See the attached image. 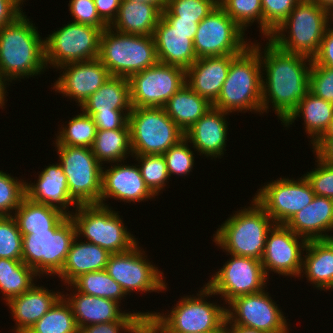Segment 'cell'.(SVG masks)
<instances>
[{"label": "cell", "instance_id": "cell-1", "mask_svg": "<svg viewBox=\"0 0 333 333\" xmlns=\"http://www.w3.org/2000/svg\"><path fill=\"white\" fill-rule=\"evenodd\" d=\"M257 41L250 45L259 53L261 71L266 72H262V114H267L269 105H272V110L283 123L310 91L309 75L313 59L285 52L268 38L262 51Z\"/></svg>", "mask_w": 333, "mask_h": 333}, {"label": "cell", "instance_id": "cell-2", "mask_svg": "<svg viewBox=\"0 0 333 333\" xmlns=\"http://www.w3.org/2000/svg\"><path fill=\"white\" fill-rule=\"evenodd\" d=\"M32 22L23 13L0 28V75L8 84L40 75L47 67L45 40Z\"/></svg>", "mask_w": 333, "mask_h": 333}, {"label": "cell", "instance_id": "cell-3", "mask_svg": "<svg viewBox=\"0 0 333 333\" xmlns=\"http://www.w3.org/2000/svg\"><path fill=\"white\" fill-rule=\"evenodd\" d=\"M201 289L196 294L197 297H181L167 315L149 312L146 333L224 332L226 306L207 302V297L215 296V293L206 284Z\"/></svg>", "mask_w": 333, "mask_h": 333}, {"label": "cell", "instance_id": "cell-4", "mask_svg": "<svg viewBox=\"0 0 333 333\" xmlns=\"http://www.w3.org/2000/svg\"><path fill=\"white\" fill-rule=\"evenodd\" d=\"M332 21L333 16L314 1L300 0L268 39L285 52L313 59Z\"/></svg>", "mask_w": 333, "mask_h": 333}, {"label": "cell", "instance_id": "cell-5", "mask_svg": "<svg viewBox=\"0 0 333 333\" xmlns=\"http://www.w3.org/2000/svg\"><path fill=\"white\" fill-rule=\"evenodd\" d=\"M261 73L259 53L249 45L231 61L227 78L212 106L227 113L248 110L261 114Z\"/></svg>", "mask_w": 333, "mask_h": 333}, {"label": "cell", "instance_id": "cell-6", "mask_svg": "<svg viewBox=\"0 0 333 333\" xmlns=\"http://www.w3.org/2000/svg\"><path fill=\"white\" fill-rule=\"evenodd\" d=\"M235 212L213 234L212 241L223 252L261 260L267 235L275 222L253 198L248 208Z\"/></svg>", "mask_w": 333, "mask_h": 333}, {"label": "cell", "instance_id": "cell-7", "mask_svg": "<svg viewBox=\"0 0 333 333\" xmlns=\"http://www.w3.org/2000/svg\"><path fill=\"white\" fill-rule=\"evenodd\" d=\"M98 59L111 76L129 78L158 62L154 37L121 33L107 27L100 36Z\"/></svg>", "mask_w": 333, "mask_h": 333}, {"label": "cell", "instance_id": "cell-8", "mask_svg": "<svg viewBox=\"0 0 333 333\" xmlns=\"http://www.w3.org/2000/svg\"><path fill=\"white\" fill-rule=\"evenodd\" d=\"M70 218L76 227V236L84 237L107 250L110 254L129 251L138 241L131 234L119 213L108 205L101 204L77 206Z\"/></svg>", "mask_w": 333, "mask_h": 333}, {"label": "cell", "instance_id": "cell-9", "mask_svg": "<svg viewBox=\"0 0 333 333\" xmlns=\"http://www.w3.org/2000/svg\"><path fill=\"white\" fill-rule=\"evenodd\" d=\"M22 261L39 275H57L76 237V227L65 215L51 230L22 235ZM45 274V275H44Z\"/></svg>", "mask_w": 333, "mask_h": 333}, {"label": "cell", "instance_id": "cell-10", "mask_svg": "<svg viewBox=\"0 0 333 333\" xmlns=\"http://www.w3.org/2000/svg\"><path fill=\"white\" fill-rule=\"evenodd\" d=\"M128 125L133 155H163L185 138L163 108L132 107Z\"/></svg>", "mask_w": 333, "mask_h": 333}, {"label": "cell", "instance_id": "cell-11", "mask_svg": "<svg viewBox=\"0 0 333 333\" xmlns=\"http://www.w3.org/2000/svg\"><path fill=\"white\" fill-rule=\"evenodd\" d=\"M67 177L69 198L77 205L100 204L102 167L91 148L55 145Z\"/></svg>", "mask_w": 333, "mask_h": 333}, {"label": "cell", "instance_id": "cell-12", "mask_svg": "<svg viewBox=\"0 0 333 333\" xmlns=\"http://www.w3.org/2000/svg\"><path fill=\"white\" fill-rule=\"evenodd\" d=\"M104 29L71 21L45 37L47 69L50 66L58 69L66 63L97 59L100 36Z\"/></svg>", "mask_w": 333, "mask_h": 333}, {"label": "cell", "instance_id": "cell-13", "mask_svg": "<svg viewBox=\"0 0 333 333\" xmlns=\"http://www.w3.org/2000/svg\"><path fill=\"white\" fill-rule=\"evenodd\" d=\"M245 34L223 8L217 6L198 24L194 51L197 58L239 55L251 44L244 38Z\"/></svg>", "mask_w": 333, "mask_h": 333}, {"label": "cell", "instance_id": "cell-14", "mask_svg": "<svg viewBox=\"0 0 333 333\" xmlns=\"http://www.w3.org/2000/svg\"><path fill=\"white\" fill-rule=\"evenodd\" d=\"M138 245L129 251L111 254L105 270L127 295L134 291L159 293L166 290L163 272L151 264Z\"/></svg>", "mask_w": 333, "mask_h": 333}, {"label": "cell", "instance_id": "cell-15", "mask_svg": "<svg viewBox=\"0 0 333 333\" xmlns=\"http://www.w3.org/2000/svg\"><path fill=\"white\" fill-rule=\"evenodd\" d=\"M132 107L163 108L166 102L186 83L185 70L157 62L129 78Z\"/></svg>", "mask_w": 333, "mask_h": 333}, {"label": "cell", "instance_id": "cell-16", "mask_svg": "<svg viewBox=\"0 0 333 333\" xmlns=\"http://www.w3.org/2000/svg\"><path fill=\"white\" fill-rule=\"evenodd\" d=\"M302 176L297 180L282 177L272 180L255 193L253 199L275 224H286L313 201L315 193L309 181Z\"/></svg>", "mask_w": 333, "mask_h": 333}, {"label": "cell", "instance_id": "cell-17", "mask_svg": "<svg viewBox=\"0 0 333 333\" xmlns=\"http://www.w3.org/2000/svg\"><path fill=\"white\" fill-rule=\"evenodd\" d=\"M230 255L231 260H227L205 283L228 304L237 297L264 290L269 279L264 273L261 260Z\"/></svg>", "mask_w": 333, "mask_h": 333}, {"label": "cell", "instance_id": "cell-18", "mask_svg": "<svg viewBox=\"0 0 333 333\" xmlns=\"http://www.w3.org/2000/svg\"><path fill=\"white\" fill-rule=\"evenodd\" d=\"M226 307L227 320L232 325L256 329L265 333H289V324L272 297L265 290L240 296Z\"/></svg>", "mask_w": 333, "mask_h": 333}, {"label": "cell", "instance_id": "cell-19", "mask_svg": "<svg viewBox=\"0 0 333 333\" xmlns=\"http://www.w3.org/2000/svg\"><path fill=\"white\" fill-rule=\"evenodd\" d=\"M306 244L305 238L295 234L285 224H275L267 235L261 259L266 277H269L270 271L282 276L301 277L302 252Z\"/></svg>", "mask_w": 333, "mask_h": 333}, {"label": "cell", "instance_id": "cell-20", "mask_svg": "<svg viewBox=\"0 0 333 333\" xmlns=\"http://www.w3.org/2000/svg\"><path fill=\"white\" fill-rule=\"evenodd\" d=\"M63 69L54 82L53 89L81 106L110 77L108 69L97 58L89 61L70 62L58 67Z\"/></svg>", "mask_w": 333, "mask_h": 333}, {"label": "cell", "instance_id": "cell-21", "mask_svg": "<svg viewBox=\"0 0 333 333\" xmlns=\"http://www.w3.org/2000/svg\"><path fill=\"white\" fill-rule=\"evenodd\" d=\"M115 164L110 165L109 169H102L101 205L106 206V198H114L126 203L155 198L146 186L138 165L131 166L118 162Z\"/></svg>", "mask_w": 333, "mask_h": 333}, {"label": "cell", "instance_id": "cell-22", "mask_svg": "<svg viewBox=\"0 0 333 333\" xmlns=\"http://www.w3.org/2000/svg\"><path fill=\"white\" fill-rule=\"evenodd\" d=\"M229 114L212 107L185 133L197 153L211 159L224 155L229 129L226 116Z\"/></svg>", "mask_w": 333, "mask_h": 333}, {"label": "cell", "instance_id": "cell-23", "mask_svg": "<svg viewBox=\"0 0 333 333\" xmlns=\"http://www.w3.org/2000/svg\"><path fill=\"white\" fill-rule=\"evenodd\" d=\"M237 55L198 58L185 71L186 84L213 104L227 78L231 61Z\"/></svg>", "mask_w": 333, "mask_h": 333}, {"label": "cell", "instance_id": "cell-24", "mask_svg": "<svg viewBox=\"0 0 333 333\" xmlns=\"http://www.w3.org/2000/svg\"><path fill=\"white\" fill-rule=\"evenodd\" d=\"M158 62L178 66L185 71L196 62L192 32H181L160 17L153 34Z\"/></svg>", "mask_w": 333, "mask_h": 333}, {"label": "cell", "instance_id": "cell-25", "mask_svg": "<svg viewBox=\"0 0 333 333\" xmlns=\"http://www.w3.org/2000/svg\"><path fill=\"white\" fill-rule=\"evenodd\" d=\"M38 175L36 184L35 182H32V184L26 182V197L35 202L57 208L68 216L72 215L68 207H74L75 205L76 208L77 205L69 198L67 177L60 162L50 164Z\"/></svg>", "mask_w": 333, "mask_h": 333}, {"label": "cell", "instance_id": "cell-26", "mask_svg": "<svg viewBox=\"0 0 333 333\" xmlns=\"http://www.w3.org/2000/svg\"><path fill=\"white\" fill-rule=\"evenodd\" d=\"M295 234L309 240L331 239L333 234V199L316 196L286 224Z\"/></svg>", "mask_w": 333, "mask_h": 333}, {"label": "cell", "instance_id": "cell-27", "mask_svg": "<svg viewBox=\"0 0 333 333\" xmlns=\"http://www.w3.org/2000/svg\"><path fill=\"white\" fill-rule=\"evenodd\" d=\"M63 295L36 284L21 295L10 298L9 306L12 319L16 321L15 333H26Z\"/></svg>", "mask_w": 333, "mask_h": 333}, {"label": "cell", "instance_id": "cell-28", "mask_svg": "<svg viewBox=\"0 0 333 333\" xmlns=\"http://www.w3.org/2000/svg\"><path fill=\"white\" fill-rule=\"evenodd\" d=\"M76 236L67 254L65 263L57 276L65 285H70L80 275L106 269L111 255L107 250L90 242L79 241ZM78 241V242H77Z\"/></svg>", "mask_w": 333, "mask_h": 333}, {"label": "cell", "instance_id": "cell-29", "mask_svg": "<svg viewBox=\"0 0 333 333\" xmlns=\"http://www.w3.org/2000/svg\"><path fill=\"white\" fill-rule=\"evenodd\" d=\"M63 296L72 307L79 329L84 326L117 321L127 313L120 310L121 305L116 301L86 295L77 290Z\"/></svg>", "mask_w": 333, "mask_h": 333}, {"label": "cell", "instance_id": "cell-30", "mask_svg": "<svg viewBox=\"0 0 333 333\" xmlns=\"http://www.w3.org/2000/svg\"><path fill=\"white\" fill-rule=\"evenodd\" d=\"M302 273L315 288L333 289V238L307 241Z\"/></svg>", "mask_w": 333, "mask_h": 333}, {"label": "cell", "instance_id": "cell-31", "mask_svg": "<svg viewBox=\"0 0 333 333\" xmlns=\"http://www.w3.org/2000/svg\"><path fill=\"white\" fill-rule=\"evenodd\" d=\"M304 119L305 132L314 145L328 130L333 119V103L317 97L310 91L299 101L297 108L289 115L282 125L290 127L297 117Z\"/></svg>", "mask_w": 333, "mask_h": 333}, {"label": "cell", "instance_id": "cell-32", "mask_svg": "<svg viewBox=\"0 0 333 333\" xmlns=\"http://www.w3.org/2000/svg\"><path fill=\"white\" fill-rule=\"evenodd\" d=\"M161 12L151 4L121 1L118 14L109 26L126 34L152 36Z\"/></svg>", "mask_w": 333, "mask_h": 333}, {"label": "cell", "instance_id": "cell-33", "mask_svg": "<svg viewBox=\"0 0 333 333\" xmlns=\"http://www.w3.org/2000/svg\"><path fill=\"white\" fill-rule=\"evenodd\" d=\"M83 112H125L132 110L127 77L111 76L80 106Z\"/></svg>", "mask_w": 333, "mask_h": 333}, {"label": "cell", "instance_id": "cell-34", "mask_svg": "<svg viewBox=\"0 0 333 333\" xmlns=\"http://www.w3.org/2000/svg\"><path fill=\"white\" fill-rule=\"evenodd\" d=\"M213 106L186 83L166 102L163 109L176 125L186 133Z\"/></svg>", "mask_w": 333, "mask_h": 333}, {"label": "cell", "instance_id": "cell-35", "mask_svg": "<svg viewBox=\"0 0 333 333\" xmlns=\"http://www.w3.org/2000/svg\"><path fill=\"white\" fill-rule=\"evenodd\" d=\"M66 214L57 208L24 197L13 214L22 235L51 230Z\"/></svg>", "mask_w": 333, "mask_h": 333}, {"label": "cell", "instance_id": "cell-36", "mask_svg": "<svg viewBox=\"0 0 333 333\" xmlns=\"http://www.w3.org/2000/svg\"><path fill=\"white\" fill-rule=\"evenodd\" d=\"M91 150L101 165L124 163L127 156L133 155L130 129L97 130Z\"/></svg>", "mask_w": 333, "mask_h": 333}, {"label": "cell", "instance_id": "cell-37", "mask_svg": "<svg viewBox=\"0 0 333 333\" xmlns=\"http://www.w3.org/2000/svg\"><path fill=\"white\" fill-rule=\"evenodd\" d=\"M39 276L33 268L28 267L22 260L0 258V291L7 302L29 291Z\"/></svg>", "mask_w": 333, "mask_h": 333}, {"label": "cell", "instance_id": "cell-38", "mask_svg": "<svg viewBox=\"0 0 333 333\" xmlns=\"http://www.w3.org/2000/svg\"><path fill=\"white\" fill-rule=\"evenodd\" d=\"M70 290H77L86 295H94L121 303L126 293L106 270L88 272L80 275L70 285ZM73 286V287H72ZM75 289V290H74Z\"/></svg>", "mask_w": 333, "mask_h": 333}, {"label": "cell", "instance_id": "cell-39", "mask_svg": "<svg viewBox=\"0 0 333 333\" xmlns=\"http://www.w3.org/2000/svg\"><path fill=\"white\" fill-rule=\"evenodd\" d=\"M71 305L62 295L26 333H79Z\"/></svg>", "mask_w": 333, "mask_h": 333}, {"label": "cell", "instance_id": "cell-40", "mask_svg": "<svg viewBox=\"0 0 333 333\" xmlns=\"http://www.w3.org/2000/svg\"><path fill=\"white\" fill-rule=\"evenodd\" d=\"M63 126L55 137V145L92 147L97 129L90 115L82 111Z\"/></svg>", "mask_w": 333, "mask_h": 333}, {"label": "cell", "instance_id": "cell-41", "mask_svg": "<svg viewBox=\"0 0 333 333\" xmlns=\"http://www.w3.org/2000/svg\"><path fill=\"white\" fill-rule=\"evenodd\" d=\"M216 7V0H167L161 17L164 20L201 22Z\"/></svg>", "mask_w": 333, "mask_h": 333}, {"label": "cell", "instance_id": "cell-42", "mask_svg": "<svg viewBox=\"0 0 333 333\" xmlns=\"http://www.w3.org/2000/svg\"><path fill=\"white\" fill-rule=\"evenodd\" d=\"M132 158H136L138 164L140 163L138 166L146 186L155 196L159 195L170 178L164 156L132 155Z\"/></svg>", "mask_w": 333, "mask_h": 333}, {"label": "cell", "instance_id": "cell-43", "mask_svg": "<svg viewBox=\"0 0 333 333\" xmlns=\"http://www.w3.org/2000/svg\"><path fill=\"white\" fill-rule=\"evenodd\" d=\"M148 312H127L120 320L80 328L79 333H146Z\"/></svg>", "mask_w": 333, "mask_h": 333}, {"label": "cell", "instance_id": "cell-44", "mask_svg": "<svg viewBox=\"0 0 333 333\" xmlns=\"http://www.w3.org/2000/svg\"><path fill=\"white\" fill-rule=\"evenodd\" d=\"M221 7L245 32L253 22L258 23L263 34V9L261 0H226ZM250 24V25H249Z\"/></svg>", "mask_w": 333, "mask_h": 333}, {"label": "cell", "instance_id": "cell-45", "mask_svg": "<svg viewBox=\"0 0 333 333\" xmlns=\"http://www.w3.org/2000/svg\"><path fill=\"white\" fill-rule=\"evenodd\" d=\"M25 185L26 181L0 170V216H13L26 196Z\"/></svg>", "mask_w": 333, "mask_h": 333}, {"label": "cell", "instance_id": "cell-46", "mask_svg": "<svg viewBox=\"0 0 333 333\" xmlns=\"http://www.w3.org/2000/svg\"><path fill=\"white\" fill-rule=\"evenodd\" d=\"M22 237L13 216H0V258L22 260Z\"/></svg>", "mask_w": 333, "mask_h": 333}, {"label": "cell", "instance_id": "cell-47", "mask_svg": "<svg viewBox=\"0 0 333 333\" xmlns=\"http://www.w3.org/2000/svg\"><path fill=\"white\" fill-rule=\"evenodd\" d=\"M188 143L189 141L183 138L163 154L169 177L171 175L187 176L192 171L195 157L190 149L193 147H189Z\"/></svg>", "mask_w": 333, "mask_h": 333}, {"label": "cell", "instance_id": "cell-48", "mask_svg": "<svg viewBox=\"0 0 333 333\" xmlns=\"http://www.w3.org/2000/svg\"><path fill=\"white\" fill-rule=\"evenodd\" d=\"M300 0H261L263 9V36L268 38L289 16Z\"/></svg>", "mask_w": 333, "mask_h": 333}, {"label": "cell", "instance_id": "cell-49", "mask_svg": "<svg viewBox=\"0 0 333 333\" xmlns=\"http://www.w3.org/2000/svg\"><path fill=\"white\" fill-rule=\"evenodd\" d=\"M317 168L304 174L316 196L333 199V165L322 162L317 156Z\"/></svg>", "mask_w": 333, "mask_h": 333}, {"label": "cell", "instance_id": "cell-50", "mask_svg": "<svg viewBox=\"0 0 333 333\" xmlns=\"http://www.w3.org/2000/svg\"><path fill=\"white\" fill-rule=\"evenodd\" d=\"M309 88L317 97L333 103V67L315 65L312 62Z\"/></svg>", "mask_w": 333, "mask_h": 333}, {"label": "cell", "instance_id": "cell-51", "mask_svg": "<svg viewBox=\"0 0 333 333\" xmlns=\"http://www.w3.org/2000/svg\"><path fill=\"white\" fill-rule=\"evenodd\" d=\"M68 6L74 19L72 22L96 28L108 27L99 17L94 0H69Z\"/></svg>", "mask_w": 333, "mask_h": 333}, {"label": "cell", "instance_id": "cell-52", "mask_svg": "<svg viewBox=\"0 0 333 333\" xmlns=\"http://www.w3.org/2000/svg\"><path fill=\"white\" fill-rule=\"evenodd\" d=\"M90 115L97 130L130 129L128 125L129 113L124 112H84Z\"/></svg>", "mask_w": 333, "mask_h": 333}, {"label": "cell", "instance_id": "cell-53", "mask_svg": "<svg viewBox=\"0 0 333 333\" xmlns=\"http://www.w3.org/2000/svg\"><path fill=\"white\" fill-rule=\"evenodd\" d=\"M333 21L327 27L324 37L321 41L320 49L317 55L313 58L315 65L333 67ZM331 27V28H330Z\"/></svg>", "mask_w": 333, "mask_h": 333}, {"label": "cell", "instance_id": "cell-54", "mask_svg": "<svg viewBox=\"0 0 333 333\" xmlns=\"http://www.w3.org/2000/svg\"><path fill=\"white\" fill-rule=\"evenodd\" d=\"M122 0H94L101 20L109 27L115 20Z\"/></svg>", "mask_w": 333, "mask_h": 333}, {"label": "cell", "instance_id": "cell-55", "mask_svg": "<svg viewBox=\"0 0 333 333\" xmlns=\"http://www.w3.org/2000/svg\"><path fill=\"white\" fill-rule=\"evenodd\" d=\"M16 0H0V28L14 22L24 12Z\"/></svg>", "mask_w": 333, "mask_h": 333}, {"label": "cell", "instance_id": "cell-56", "mask_svg": "<svg viewBox=\"0 0 333 333\" xmlns=\"http://www.w3.org/2000/svg\"><path fill=\"white\" fill-rule=\"evenodd\" d=\"M313 146L312 152L326 164L333 165V137H321Z\"/></svg>", "mask_w": 333, "mask_h": 333}, {"label": "cell", "instance_id": "cell-57", "mask_svg": "<svg viewBox=\"0 0 333 333\" xmlns=\"http://www.w3.org/2000/svg\"><path fill=\"white\" fill-rule=\"evenodd\" d=\"M176 31L192 32L196 34L198 24L200 22H194V20H165Z\"/></svg>", "mask_w": 333, "mask_h": 333}, {"label": "cell", "instance_id": "cell-58", "mask_svg": "<svg viewBox=\"0 0 333 333\" xmlns=\"http://www.w3.org/2000/svg\"><path fill=\"white\" fill-rule=\"evenodd\" d=\"M224 333H265V332L243 326L232 325L226 319L224 326Z\"/></svg>", "mask_w": 333, "mask_h": 333}, {"label": "cell", "instance_id": "cell-59", "mask_svg": "<svg viewBox=\"0 0 333 333\" xmlns=\"http://www.w3.org/2000/svg\"><path fill=\"white\" fill-rule=\"evenodd\" d=\"M128 2H139L154 5L161 13L166 8L167 0H122Z\"/></svg>", "mask_w": 333, "mask_h": 333}, {"label": "cell", "instance_id": "cell-60", "mask_svg": "<svg viewBox=\"0 0 333 333\" xmlns=\"http://www.w3.org/2000/svg\"><path fill=\"white\" fill-rule=\"evenodd\" d=\"M8 83L3 80V78L0 75V108L4 109L3 106L5 105L6 100V86Z\"/></svg>", "mask_w": 333, "mask_h": 333}, {"label": "cell", "instance_id": "cell-61", "mask_svg": "<svg viewBox=\"0 0 333 333\" xmlns=\"http://www.w3.org/2000/svg\"><path fill=\"white\" fill-rule=\"evenodd\" d=\"M314 1L316 4L324 8L333 16V0H311Z\"/></svg>", "mask_w": 333, "mask_h": 333}, {"label": "cell", "instance_id": "cell-62", "mask_svg": "<svg viewBox=\"0 0 333 333\" xmlns=\"http://www.w3.org/2000/svg\"><path fill=\"white\" fill-rule=\"evenodd\" d=\"M322 137H333V119L330 123L328 130L325 132V134Z\"/></svg>", "mask_w": 333, "mask_h": 333}, {"label": "cell", "instance_id": "cell-63", "mask_svg": "<svg viewBox=\"0 0 333 333\" xmlns=\"http://www.w3.org/2000/svg\"><path fill=\"white\" fill-rule=\"evenodd\" d=\"M226 0H216L217 6H221Z\"/></svg>", "mask_w": 333, "mask_h": 333}, {"label": "cell", "instance_id": "cell-64", "mask_svg": "<svg viewBox=\"0 0 333 333\" xmlns=\"http://www.w3.org/2000/svg\"><path fill=\"white\" fill-rule=\"evenodd\" d=\"M21 6L23 5V2H25L24 0H16Z\"/></svg>", "mask_w": 333, "mask_h": 333}, {"label": "cell", "instance_id": "cell-65", "mask_svg": "<svg viewBox=\"0 0 333 333\" xmlns=\"http://www.w3.org/2000/svg\"><path fill=\"white\" fill-rule=\"evenodd\" d=\"M200 333H202V332H200ZM209 333H224V332H209Z\"/></svg>", "mask_w": 333, "mask_h": 333}]
</instances>
